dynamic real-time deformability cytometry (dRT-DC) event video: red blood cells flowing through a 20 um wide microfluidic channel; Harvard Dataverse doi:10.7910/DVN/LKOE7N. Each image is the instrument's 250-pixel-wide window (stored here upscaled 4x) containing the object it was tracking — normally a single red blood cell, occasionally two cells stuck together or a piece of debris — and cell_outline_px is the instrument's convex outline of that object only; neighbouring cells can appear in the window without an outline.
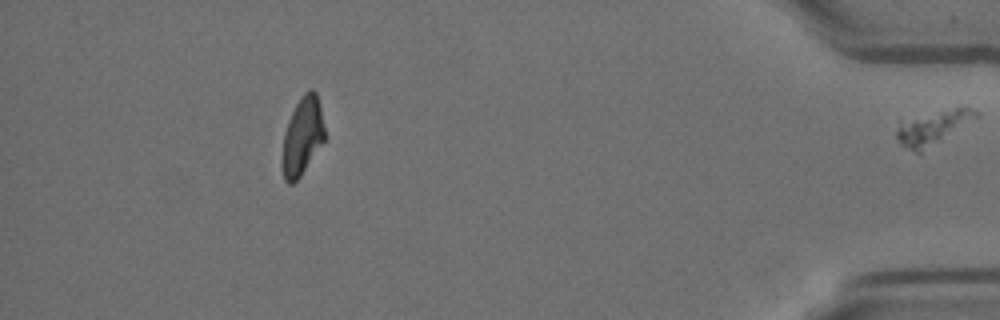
{"species": "Egyptian fruit bat (a non-hibernating species)", "species_latin": "Rousettus aegyptiacus", "temperature_condition": "room temperature", "stored_images_in_passage": 52, "segment_of_instrument_passage": [2, 2], "camera_frame_rate_fps": 3000, "um_per_image_px": 0.085, "animal": {"sex": "female"}, "frame": {"image": 1, "passage_image": 52, "time_ms": 17.0, "image_size_px": [1000, 320], "cell_outline_px": [[980, 112], [976, 116], [920, 152], [916, 152], [900, 144], [896, 136], [896, 120], [956, 108], [972, 108]], "centroid_in_image_um": [79.14, 10.81], "position_along_channel_um": 356.1, "area_um2": 14.8}}